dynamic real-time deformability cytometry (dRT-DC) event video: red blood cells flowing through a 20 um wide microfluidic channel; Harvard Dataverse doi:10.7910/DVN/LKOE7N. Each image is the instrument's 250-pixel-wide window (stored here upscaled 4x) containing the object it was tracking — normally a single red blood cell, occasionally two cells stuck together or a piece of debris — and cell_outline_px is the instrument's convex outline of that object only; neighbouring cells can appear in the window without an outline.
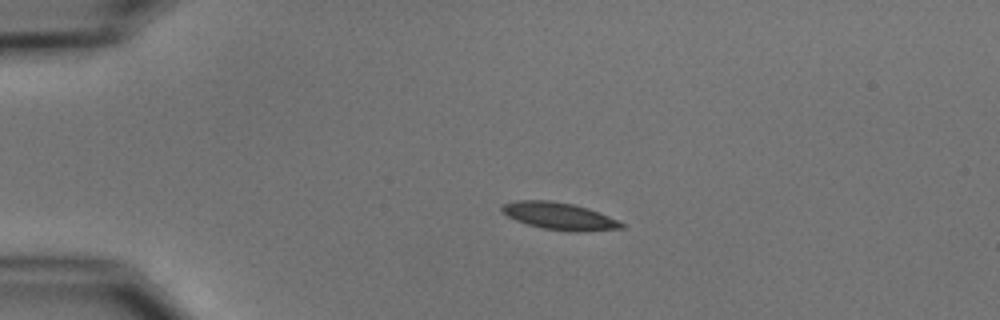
{"species": "common noctule bat (a hibernating species)", "species_latin": "Nyctalus noctula", "temperature_condition": "cold", "stored_images_in_passage": 3, "camera_frame_rate_fps": 3000, "um_per_image_px": 0.085, "animal": {"sex": "male", "body_mass_g": 15.6}, "frame": {"image": 1, "passage_image": 2, "time_ms": 2.0, "image_size_px": [1000, 320], "cell_outline_px": [[624, 228], [576, 232], [544, 228], [528, 224], [516, 220], [508, 216], [500, 208], [504, 204], [516, 200], [548, 200], [572, 204], [588, 208], [600, 212], [624, 224]], "centroid_in_image_um": [47.55, 18.36], "position_along_channel_um": 37.5, "area_um2": 18.61}}